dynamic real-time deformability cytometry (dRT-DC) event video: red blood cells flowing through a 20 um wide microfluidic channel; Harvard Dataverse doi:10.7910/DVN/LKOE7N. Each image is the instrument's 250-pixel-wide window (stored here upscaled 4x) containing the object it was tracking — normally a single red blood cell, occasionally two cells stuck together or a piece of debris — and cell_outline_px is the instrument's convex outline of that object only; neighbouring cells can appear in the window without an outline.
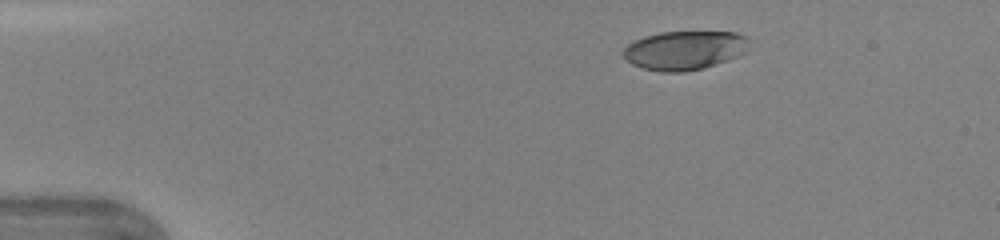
{"species": "human", "species_latin": "Homo sapiens", "temperature_condition": "warm", "stored_images_in_passage": 38, "camera_frame_rate_fps": 3000, "um_per_image_px": 0.085, "donor": {"sex": "female"}, "frame": {"image": 1, "passage_image": 1, "time_ms": 0.0, "image_size_px": [1000, 240], "cell_outline_px": [[748, 40], [744, 52], [728, 60], [704, 68], [684, 72], [660, 72], [644, 68], [632, 64], [624, 56], [624, 48], [628, 44], [644, 36], [660, 32], [736, 32], [748, 36]], "centroid_in_image_um": [58.18, 4.27], "position_along_channel_um": 26.8, "area_um2": 28.38}}
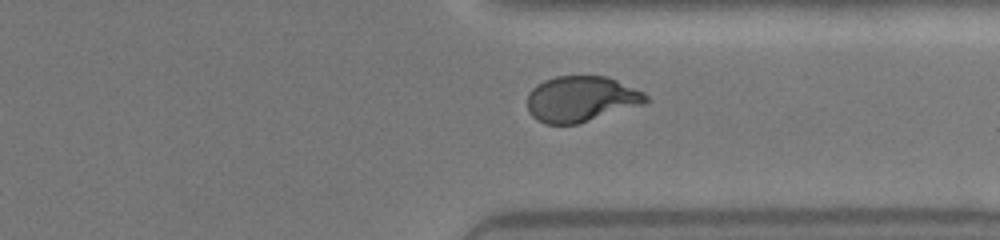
{"frame": {"image": 2, "passage_image": 28, "time_ms": 9.0, "image_size_px": [1000, 240], "cell_outline_px": [[648, 104], [576, 124], [544, 124], [532, 116], [528, 112], [528, 92], [536, 84], [544, 80], [556, 76], [608, 76], [644, 92], [648, 96]], "centroid_in_image_um": [49.42, 8.41], "position_along_channel_um": 362.0, "area_um2": 31.96}}
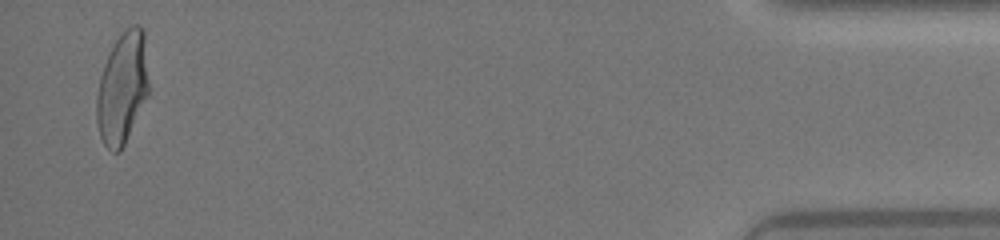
{"frame": {"image": 3, "passage_image": 37, "time_ms": 12.0, "image_size_px": [1000, 240], "cell_outline_px": [[148, 96], [120, 152], [112, 152], [104, 144], [100, 136], [96, 120], [96, 96], [100, 76], [104, 64], [116, 40], [132, 24], [140, 24], [144, 28], [148, 80]], "centroid_in_image_um": [10.4, 7.49], "position_along_channel_um": 424.8, "area_um2": 33.76}}